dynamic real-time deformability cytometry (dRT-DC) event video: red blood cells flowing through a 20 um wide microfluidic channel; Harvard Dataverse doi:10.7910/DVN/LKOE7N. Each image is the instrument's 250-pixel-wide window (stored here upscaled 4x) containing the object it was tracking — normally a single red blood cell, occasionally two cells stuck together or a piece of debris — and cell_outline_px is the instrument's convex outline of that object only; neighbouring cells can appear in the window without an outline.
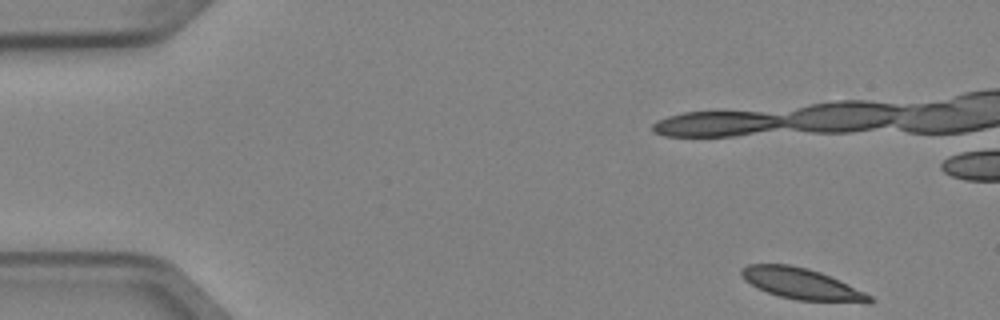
{"species": "Egyptian fruit bat (a non-hibernating species)", "species_latin": "Rousettus aegyptiacus", "temperature_condition": "cold", "stored_images_in_passage": 6, "camera_frame_rate_fps": 3000, "um_per_image_px": 0.085, "animal": {"sex": "female"}, "frame": {"image": 1, "passage_image": 1, "time_ms": 0.0, "image_size_px": [1000, 320], "cell_outline_px": [[872, 304], [868, 304], [796, 300], [780, 296], [768, 292], [744, 280], [740, 272], [748, 264], [788, 264], [808, 268], [820, 272], [864, 292], [872, 296]], "centroid_in_image_um": [68.19, 24.15], "position_along_channel_um": 16.8, "area_um2": 23.12}}